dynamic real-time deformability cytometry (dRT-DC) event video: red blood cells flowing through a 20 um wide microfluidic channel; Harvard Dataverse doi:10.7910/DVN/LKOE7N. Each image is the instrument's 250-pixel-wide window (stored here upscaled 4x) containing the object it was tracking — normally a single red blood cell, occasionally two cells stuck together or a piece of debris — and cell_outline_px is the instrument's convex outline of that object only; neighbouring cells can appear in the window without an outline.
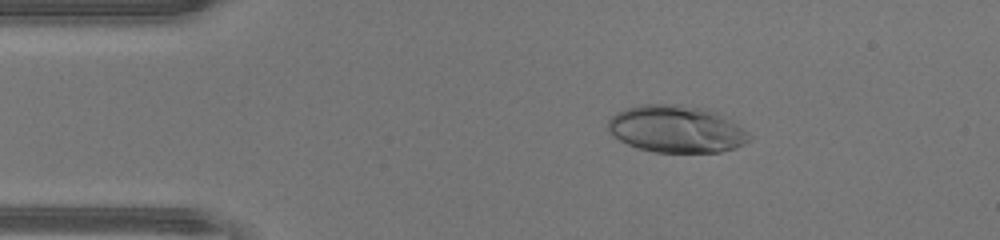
{"species": "human", "species_latin": "Homo sapiens", "temperature_condition": "warm", "stored_images_in_passage": 39, "camera_frame_rate_fps": 3000, "um_per_image_px": 0.085, "donor": {"sex": "male"}, "frame": {"image": 1, "passage_image": 1, "time_ms": 0.0, "image_size_px": [1000, 240], "cell_outline_px": [[752, 136], [744, 144], [736, 148], [720, 152], [656, 152], [640, 148], [628, 144], [620, 140], [608, 132], [608, 120], [616, 112], [624, 108], [640, 104], [680, 104], [708, 108], [724, 116], [744, 128]], "centroid_in_image_um": [57.5, 10.95], "position_along_channel_um": 27.5, "area_um2": 39.13}}
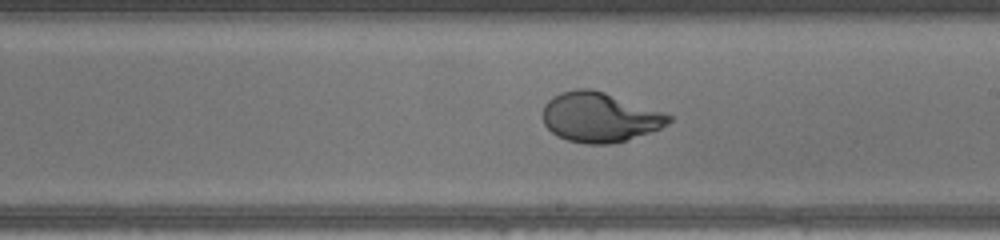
{"frame": {"image": 2, "passage_image": 19, "time_ms": 6.0, "image_size_px": [1000, 240], "cell_outline_px": [[672, 120], [668, 124], [660, 128], [624, 140], [608, 144], [588, 144], [568, 140], [556, 136], [544, 124], [544, 104], [552, 96], [560, 92], [576, 88], [592, 88], [664, 112], [672, 116]], "centroid_in_image_um": [50.95, 9.95], "position_along_channel_um": 238.1, "area_um2": 36.24}}
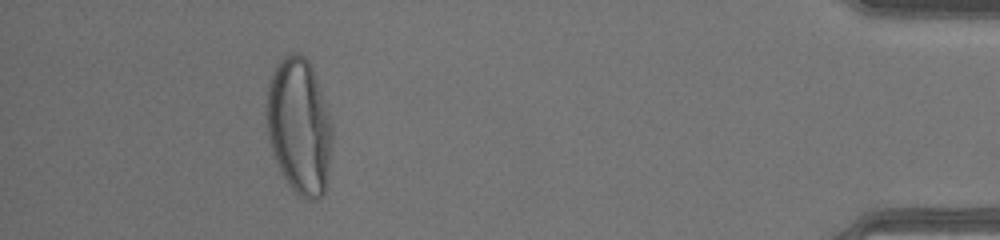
{"frame": {"image": 3, "passage_image": 35, "time_ms": 11.333, "image_size_px": [1000, 240], "cell_outline_px": [[332, 140], [328, 188], [316, 200], [308, 200], [300, 196], [288, 184], [280, 172], [272, 152], [268, 140], [264, 116], [268, 84], [272, 72], [276, 64], [284, 56], [292, 52], [300, 52], [308, 60], [316, 76], [332, 124]], "centroid_in_image_um": [25.42, 10.74], "position_along_channel_um": 409.8, "area_um2": 53.18}, "authors_computed_cell_mechanics": {"area_um2": 37.7434, "velocity_mm_per_s": 4.4537, "shape_relaxation_time_tau1_ms": 4.3922, "shape_relaxation_time_tau2_ms": null, "deformation_change_tau1": 0.2732, "deformation_change_tau2": null}}